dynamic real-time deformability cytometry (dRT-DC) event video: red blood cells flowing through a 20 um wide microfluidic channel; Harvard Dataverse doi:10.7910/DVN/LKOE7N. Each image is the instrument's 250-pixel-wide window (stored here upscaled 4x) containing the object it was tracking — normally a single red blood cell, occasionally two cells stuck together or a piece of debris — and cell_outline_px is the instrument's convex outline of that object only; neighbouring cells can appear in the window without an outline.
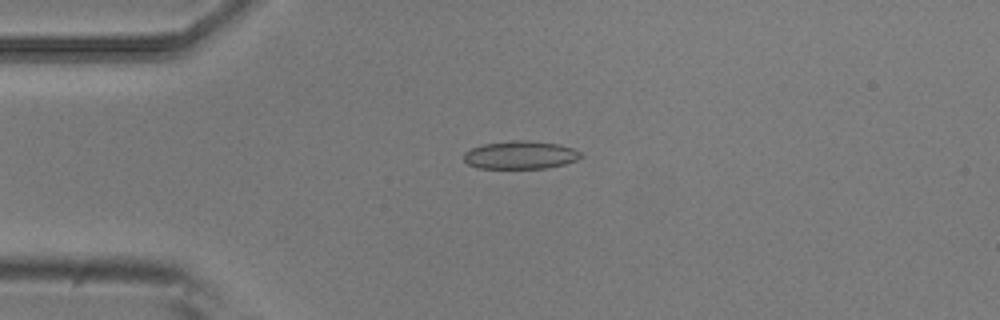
{"species": "common noctule bat (a hibernating species)", "species_latin": "Nyctalus noctula", "temperature_condition": "room temperature", "stored_images_in_passage": 4, "camera_frame_rate_fps": 3000, "um_per_image_px": 0.085, "animal": {"sex": "male", "body_mass_g": 20.5, "forearm_length_mm": 52.5}, "frame": {"image": 1, "passage_image": 4, "time_ms": 1.0, "image_size_px": [1000, 320], "cell_outline_px": [[584, 156], [576, 160], [564, 164], [548, 168], [476, 168], [468, 164], [464, 160], [464, 152], [472, 148], [484, 144], [512, 140], [528, 140], [560, 144], [572, 148], [580, 152]], "centroid_in_image_um": [44.24, 13.17], "position_along_channel_um": 40.8, "area_um2": 19.19}}